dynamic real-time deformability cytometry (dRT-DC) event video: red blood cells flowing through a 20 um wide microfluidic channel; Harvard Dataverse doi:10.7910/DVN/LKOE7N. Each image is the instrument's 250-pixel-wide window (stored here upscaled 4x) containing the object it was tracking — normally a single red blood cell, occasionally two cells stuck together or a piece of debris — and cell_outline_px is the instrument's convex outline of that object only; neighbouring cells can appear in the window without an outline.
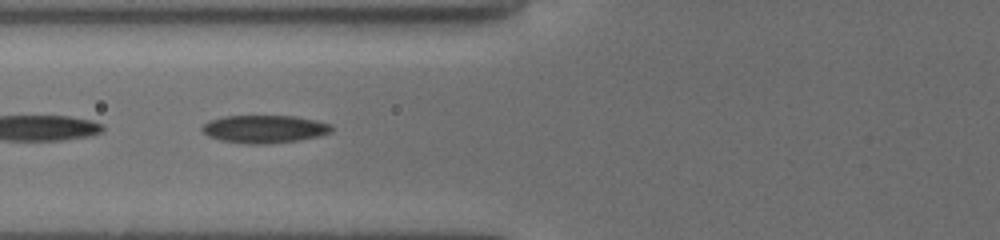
{"species": "common noctule bat (a hibernating species)", "species_latin": "Nyctalus noctula", "temperature_condition": "cold", "stored_images_in_passage": 12, "camera_frame_rate_fps": 3000, "um_per_image_px": 0.085, "animal": {"sex": "female", "body_mass_g": 19.5, "forearm_length_mm": 54.1}, "frame": {"image": 1, "passage_image": 9, "time_ms": 2.667, "image_size_px": [1000, 240], "cell_outline_px": [[332, 132], [320, 136], [300, 140], [268, 144], [248, 144], [220, 140], [208, 136], [200, 128], [208, 120], [224, 116], [296, 116], [316, 120], [332, 124]], "centroid_in_image_um": [22.49, 10.97], "position_along_channel_um": 103.3, "area_um2": 21.21}}